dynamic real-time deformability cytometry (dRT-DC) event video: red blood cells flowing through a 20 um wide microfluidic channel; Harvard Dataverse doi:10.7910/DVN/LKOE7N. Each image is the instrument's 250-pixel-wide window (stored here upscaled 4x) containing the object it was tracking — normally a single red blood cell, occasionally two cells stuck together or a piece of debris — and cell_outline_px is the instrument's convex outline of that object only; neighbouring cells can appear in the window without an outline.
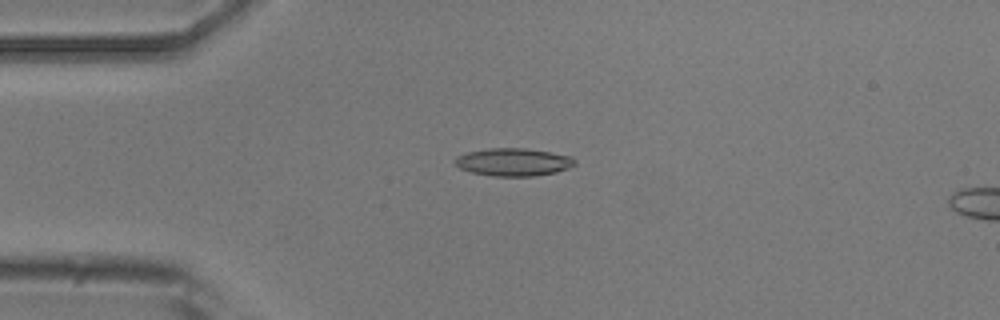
{"species": "common noctule bat (a hibernating species)", "species_latin": "Nyctalus noctula", "temperature_condition": "room temperature", "stored_images_in_passage": 5, "camera_frame_rate_fps": 3000, "um_per_image_px": 0.085, "animal": {"sex": "male", "body_mass_g": 20.5, "forearm_length_mm": 52.5}, "frame": {"image": 1, "passage_image": 4, "time_ms": 3.333, "image_size_px": [1000, 320], "cell_outline_px": [[576, 164], [568, 168], [556, 172], [536, 176], [492, 176], [472, 172], [460, 168], [452, 164], [456, 156], [468, 152], [488, 148], [524, 148], [572, 156], [576, 160]], "centroid_in_image_um": [43.62, 13.78], "position_along_channel_um": 41.4, "area_um2": 19.48}}